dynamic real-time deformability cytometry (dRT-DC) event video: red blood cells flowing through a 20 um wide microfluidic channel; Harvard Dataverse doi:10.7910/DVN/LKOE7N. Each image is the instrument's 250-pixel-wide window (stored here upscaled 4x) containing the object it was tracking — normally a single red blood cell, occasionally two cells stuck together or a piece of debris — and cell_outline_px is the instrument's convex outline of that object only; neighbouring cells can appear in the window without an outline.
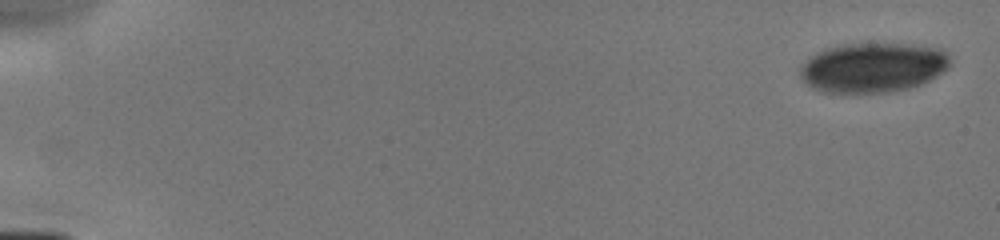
{"species": "human", "species_latin": "Homo sapiens", "temperature_condition": "cold", "stored_images_in_passage": 6, "camera_frame_rate_fps": 3000, "um_per_image_px": 0.085, "donor": {"sex": "male"}, "frame": {"image": 1, "passage_image": 1, "time_ms": 0.0, "image_size_px": [1000, 240], "cell_outline_px": [[948, 68], [936, 76], [920, 84], [908, 88], [888, 92], [824, 92], [808, 84], [800, 76], [800, 68], [816, 52], [824, 48], [840, 44], [912, 44], [944, 48], [948, 52]], "centroid_in_image_um": [74.22, 5.71], "position_along_channel_um": 10.8, "area_um2": 43.18}}
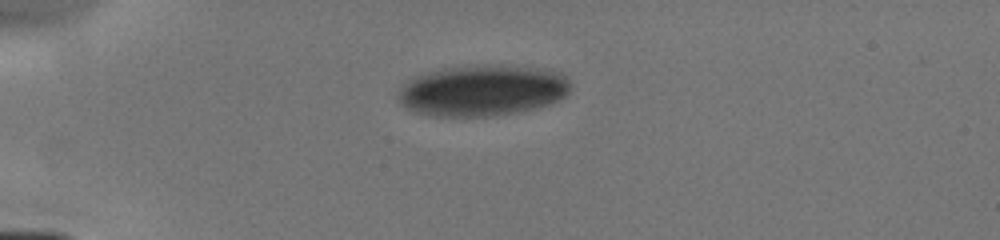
{"frame": {"image": 2, "passage_image": 5, "time_ms": 4.0, "image_size_px": [1000, 240], "cell_outline_px": [[572, 88], [564, 96], [548, 104], [536, 108], [496, 116], [432, 116], [416, 112], [408, 108], [396, 96], [416, 76], [428, 72], [444, 68], [488, 64], [560, 72], [572, 84]], "centroid_in_image_um": [41.04, 7.7], "position_along_channel_um": 44.0, "area_um2": 50.4}}